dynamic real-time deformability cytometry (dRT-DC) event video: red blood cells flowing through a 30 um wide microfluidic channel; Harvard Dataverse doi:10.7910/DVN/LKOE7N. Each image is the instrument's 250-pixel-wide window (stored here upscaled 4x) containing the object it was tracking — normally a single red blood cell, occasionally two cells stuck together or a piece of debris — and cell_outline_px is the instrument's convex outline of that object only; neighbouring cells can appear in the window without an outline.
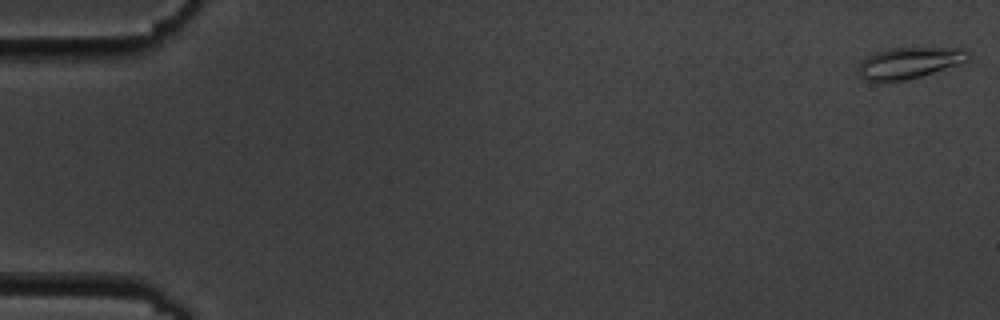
{"species": "common noctule bat (a hibernating species)", "species_latin": "Nyctalus noctula", "temperature_condition": "cold", "stored_images_in_passage": 8, "camera_frame_rate_fps": 3000, "um_per_image_px": 0.085, "animal": {"sex": "male", "body_mass_g": 19.5, "forearm_length_mm": 54.6}, "frame": {"image": 1, "passage_image": 1, "time_ms": 0.0, "image_size_px": [1000, 320], "cell_outline_px": [[968, 60], [960, 64], [920, 76], [904, 80], [864, 80], [860, 76], [856, 68], [868, 56], [876, 52], [892, 48], [964, 48], [968, 52]], "centroid_in_image_um": [77.29, 5.33], "position_along_channel_um": 7.7, "area_um2": 19.59}}
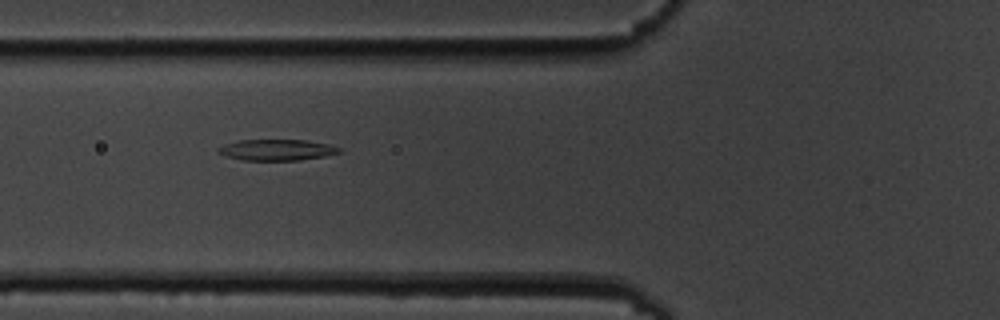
{"frame": {"image": 2, "passage_image": 7, "time_ms": 7.0, "image_size_px": [1000, 320], "cell_outline_px": [[344, 152], [324, 156], [300, 160], [244, 160], [224, 156], [216, 148], [224, 144], [240, 140], [308, 140], [328, 144], [340, 148]], "centroid_in_image_um": [23.55, 12.74], "position_along_channel_um": 102.2, "area_um2": 14.85}}
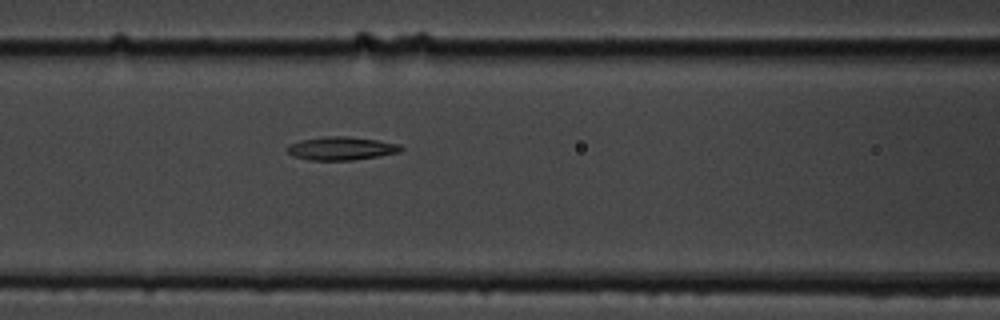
{"frame": {"image": 3, "passage_image": 8, "time_ms": 8.0, "image_size_px": [1000, 320], "cell_outline_px": [[404, 148], [400, 152], [380, 156], [352, 160], [308, 160], [292, 156], [288, 152], [288, 144], [300, 140], [324, 136], [344, 136], [376, 140], [400, 144]], "centroid_in_image_um": [29.0, 12.62], "position_along_channel_um": 137.6, "area_um2": 15.49}}